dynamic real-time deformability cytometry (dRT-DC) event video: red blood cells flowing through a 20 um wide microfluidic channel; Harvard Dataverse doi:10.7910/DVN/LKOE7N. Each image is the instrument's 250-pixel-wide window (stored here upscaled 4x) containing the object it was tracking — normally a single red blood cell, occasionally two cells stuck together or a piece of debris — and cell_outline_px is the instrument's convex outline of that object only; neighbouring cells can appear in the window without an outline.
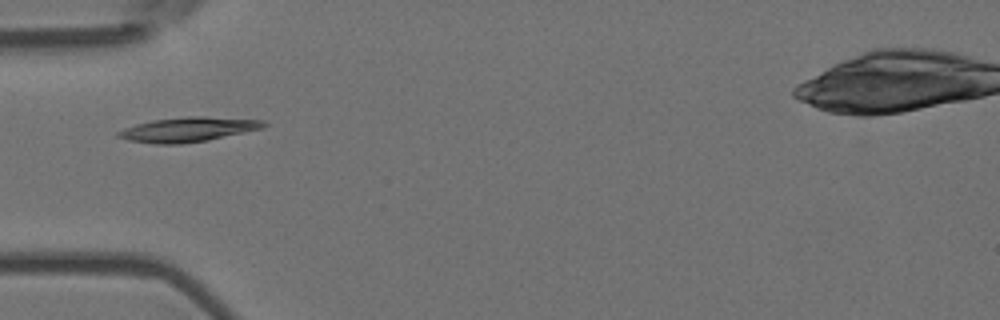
{"species": "Egyptian fruit bat (a non-hibernating species)", "species_latin": "Rousettus aegyptiacus", "temperature_condition": "room temperature", "stored_images_in_passage": 5, "camera_frame_rate_fps": 3000, "um_per_image_px": 0.085, "animal": {"sex": "female"}, "frame": {"image": 1, "passage_image": 5, "time_ms": 1.333, "image_size_px": [1000, 320], "cell_outline_px": [[268, 124], [264, 128], [208, 140], [180, 144], [156, 144], [128, 140], [116, 136], [116, 132], [124, 128], [136, 124], [152, 120], [184, 116], [204, 116], [264, 120]], "centroid_in_image_um": [15.99, 11.0], "position_along_channel_um": 69.0, "area_um2": 20.98}}